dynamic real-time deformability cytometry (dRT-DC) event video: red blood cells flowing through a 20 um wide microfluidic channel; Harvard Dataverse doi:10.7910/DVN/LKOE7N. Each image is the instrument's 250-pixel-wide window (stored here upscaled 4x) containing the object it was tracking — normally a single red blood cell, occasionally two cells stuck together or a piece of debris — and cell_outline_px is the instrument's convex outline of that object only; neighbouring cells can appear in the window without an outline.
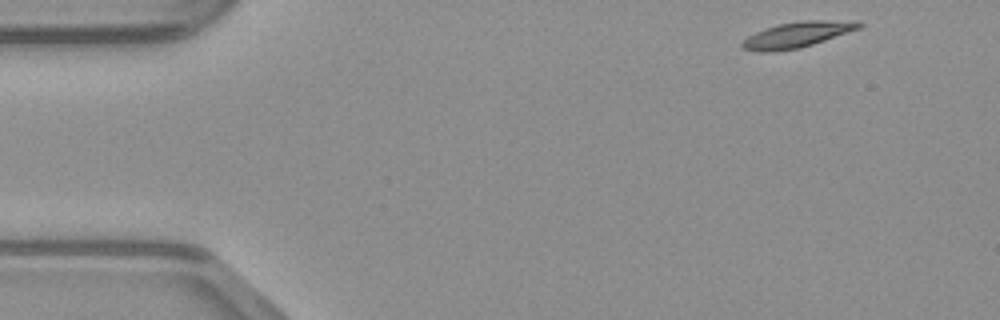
{"species": "common noctule bat (a hibernating species)", "species_latin": "Nyctalus noctula", "temperature_condition": "warm", "stored_images_in_passage": 45, "camera_frame_rate_fps": 3000, "um_per_image_px": 0.085, "animal": {"sex": "male", "body_mass_g": 23.1, "forearm_length_mm": 52.7}, "frame": {"image": 1, "passage_image": 1, "time_ms": 0.0, "image_size_px": [1000, 320], "cell_outline_px": [[864, 24], [860, 28], [800, 48], [776, 52], [756, 52], [740, 48], [740, 44], [748, 36], [756, 32], [780, 24], [800, 20], [860, 20]], "centroid_in_image_um": [67.77, 2.95], "position_along_channel_um": 17.2, "area_um2": 17.57}}
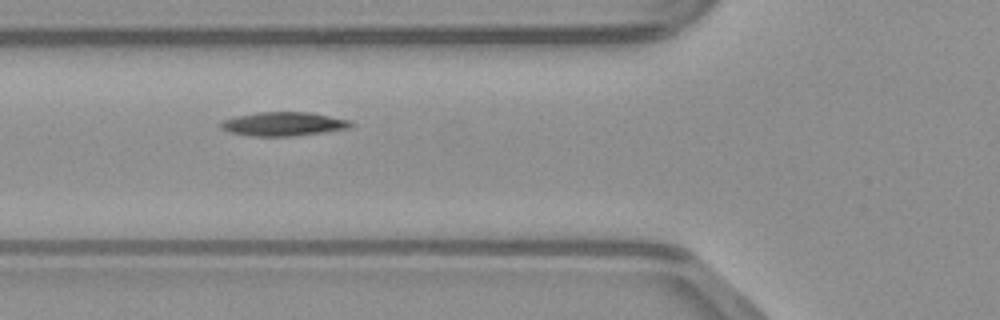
{"frame": {"image": 2, "passage_image": 14, "time_ms": 4.333, "image_size_px": [1000, 320], "cell_outline_px": [[356, 124], [352, 128], [324, 132], [292, 136], [252, 136], [228, 132], [220, 128], [220, 120], [236, 116], [256, 112], [308, 112], [348, 120]], "centroid_in_image_um": [24.07, 10.54], "position_along_channel_um": 101.7, "area_um2": 18.21}}
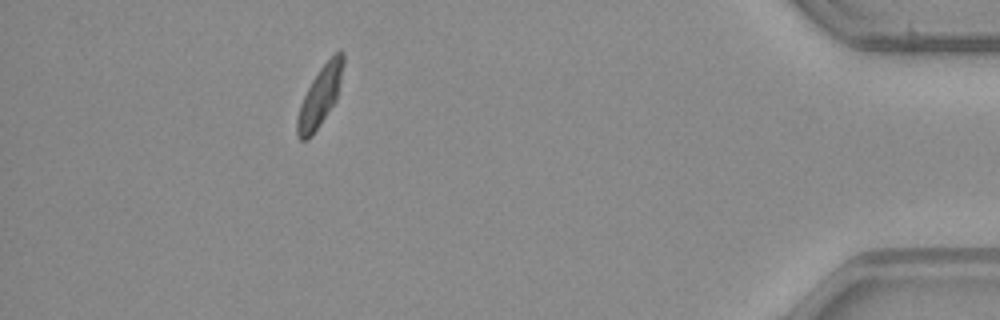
{"frame": {"image": 3, "passage_image": 40, "time_ms": 13.0, "image_size_px": [1000, 320], "cell_outline_px": [[344, 64], [336, 100], [312, 136], [308, 140], [300, 140], [296, 136], [296, 120], [300, 104], [312, 80], [320, 68], [340, 48], [344, 52]], "centroid_in_image_um": [27.19, 8.21], "position_along_channel_um": 408.0, "area_um2": 15.95}}